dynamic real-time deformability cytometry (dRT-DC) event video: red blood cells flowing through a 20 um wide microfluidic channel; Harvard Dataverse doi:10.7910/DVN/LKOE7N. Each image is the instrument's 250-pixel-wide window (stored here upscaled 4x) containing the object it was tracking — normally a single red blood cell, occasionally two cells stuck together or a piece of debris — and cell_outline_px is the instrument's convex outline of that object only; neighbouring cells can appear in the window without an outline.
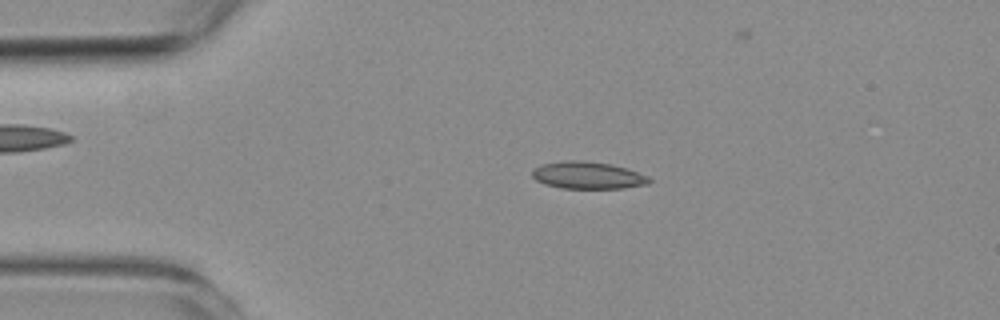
{"species": "common noctule bat (a hibernating species)", "species_latin": "Nyctalus noctula", "temperature_condition": "room temperature", "stored_images_in_passage": 48, "camera_frame_rate_fps": 3000, "um_per_image_px": 0.085, "animal": {"sex": "female", "body_mass_g": 19.3, "forearm_length_mm": 54.1}, "frame": {"image": 1, "passage_image": 12, "time_ms": 3.667, "image_size_px": [1000, 320], "cell_outline_px": [[652, 180], [648, 184], [624, 188], [560, 188], [544, 184], [536, 180], [532, 176], [532, 172], [540, 164], [568, 160], [580, 160], [608, 164], [628, 168], [648, 176]], "centroid_in_image_um": [49.97, 14.9], "position_along_channel_um": 35.0, "area_um2": 18.5}}
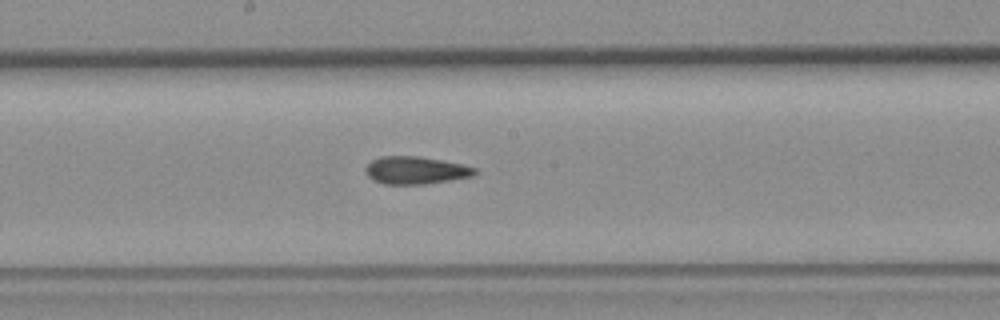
{"frame": {"image": 2, "passage_image": 29, "time_ms": 9.333, "image_size_px": [1000, 320], "cell_outline_px": [[476, 172], [472, 176], [424, 184], [384, 184], [372, 180], [364, 172], [364, 168], [372, 160], [380, 156], [416, 156], [464, 164], [476, 168]], "centroid_in_image_um": [35.28, 14.47], "position_along_channel_um": 212.9, "area_um2": 17.51}}
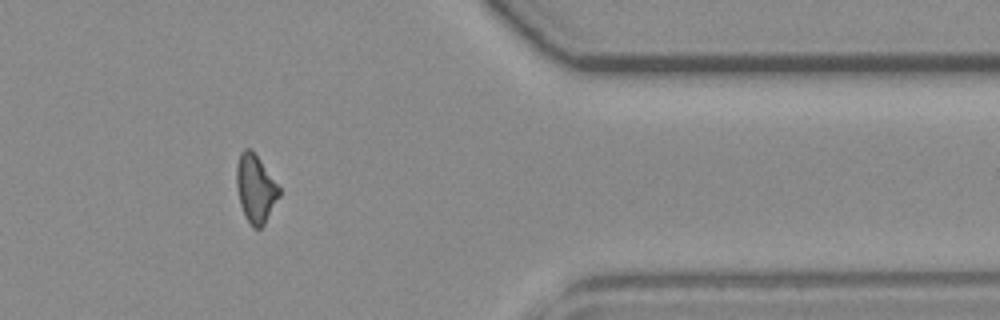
{"frame": {"image": 3, "passage_image": 45, "time_ms": 14.667, "image_size_px": [1000, 320], "cell_outline_px": [[280, 196], [264, 224], [260, 228], [252, 228], [244, 216], [240, 204], [236, 188], [236, 164], [240, 152], [244, 148], [252, 148], [280, 188]], "centroid_in_image_um": [21.7, 16.01], "position_along_channel_um": 389.7, "area_um2": 17.11}, "authors_computed_cell_mechanics": {"area_um2": 17.8313, "velocity_mm_per_s": 3.7632, "shape_relaxation_time_tau1_ms": null, "shape_relaxation_time_tau2_ms": 4.2998, "deformation_change_tau1": null, "deformation_change_tau2": 0.1298}}